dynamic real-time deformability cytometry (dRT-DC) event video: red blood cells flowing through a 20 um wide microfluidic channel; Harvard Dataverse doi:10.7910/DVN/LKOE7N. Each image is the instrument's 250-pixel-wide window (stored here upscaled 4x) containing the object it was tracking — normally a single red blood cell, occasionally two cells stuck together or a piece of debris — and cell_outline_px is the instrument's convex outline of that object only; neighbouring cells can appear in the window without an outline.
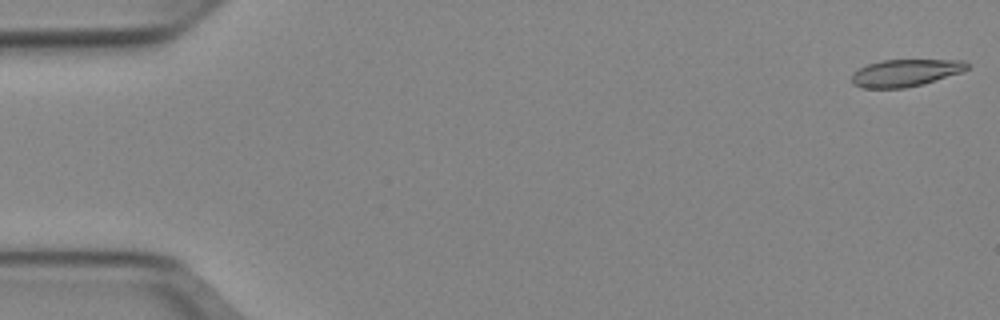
{"species": "Egyptian fruit bat (a non-hibernating species)", "species_latin": "Rousettus aegyptiacus", "temperature_condition": "cold", "stored_images_in_passage": 51, "camera_frame_rate_fps": 3000, "um_per_image_px": 0.085, "animal": {"sex": "female"}, "frame": {"image": 1, "passage_image": 1, "time_ms": 0.0, "image_size_px": [1000, 320], "cell_outline_px": [[968, 68], [964, 72], [920, 84], [904, 88], [864, 88], [852, 84], [852, 72], [868, 64], [880, 60], [964, 60], [968, 64]], "centroid_in_image_um": [76.95, 6.18], "position_along_channel_um": 8.1, "area_um2": 18.21}}
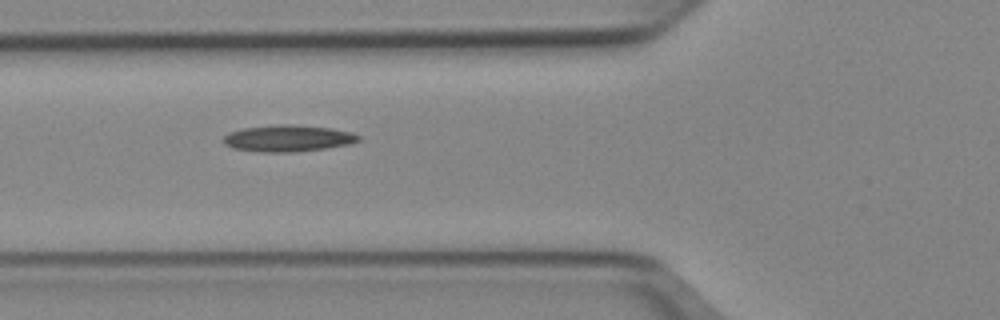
{"frame": {"image": 2, "passage_image": 19, "time_ms": 6.0, "image_size_px": [1000, 320], "cell_outline_px": [[360, 140], [348, 144], [328, 148], [292, 152], [264, 152], [232, 148], [224, 144], [224, 136], [228, 132], [244, 128], [276, 124], [292, 124], [332, 128], [352, 132], [360, 136]], "centroid_in_image_um": [24.48, 11.75], "position_along_channel_um": 101.3, "area_um2": 20.98}}
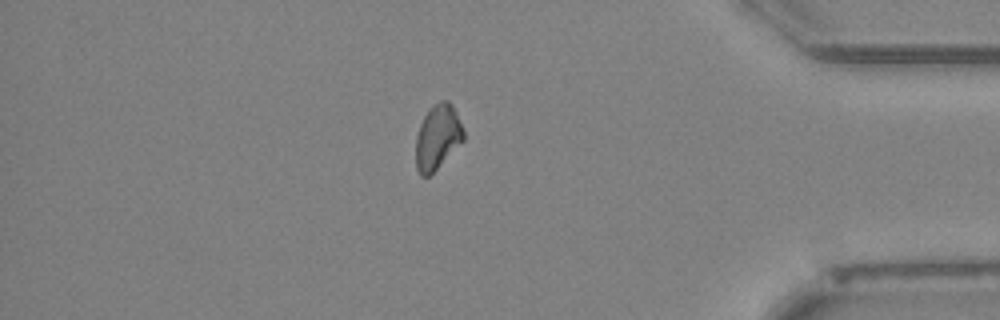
{"frame": {"image": 3, "passage_image": 44, "time_ms": 14.333, "image_size_px": [1000, 320], "cell_outline_px": [[464, 140], [428, 176], [420, 176], [416, 168], [416, 136], [420, 124], [428, 108], [432, 104], [440, 100], [448, 100], [452, 104], [456, 112], [464, 132]], "centroid_in_image_um": [37.18, 11.61], "position_along_channel_um": 398.0, "area_um2": 17.92}}